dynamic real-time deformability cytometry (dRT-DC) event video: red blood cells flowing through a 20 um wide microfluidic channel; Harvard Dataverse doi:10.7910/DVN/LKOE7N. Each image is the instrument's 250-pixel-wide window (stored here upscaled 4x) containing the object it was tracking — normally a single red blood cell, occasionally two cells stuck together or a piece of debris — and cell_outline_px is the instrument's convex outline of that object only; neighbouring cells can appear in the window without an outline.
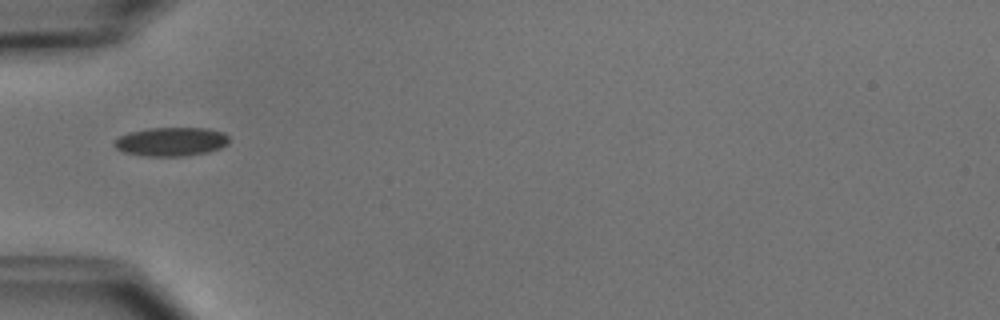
{"species": "common noctule bat (a hibernating species)", "species_latin": "Nyctalus noctula", "temperature_condition": "cold", "stored_images_in_passage": 1, "camera_frame_rate_fps": 3000, "um_per_image_px": 0.085, "animal": {"sex": "male", "body_mass_g": 15.6}, "frame": {"image": 1, "passage_image": 1, "time_ms": 0.0, "image_size_px": [1000, 320], "cell_outline_px": [[228, 144], [220, 148], [208, 152], [188, 156], [144, 156], [124, 152], [116, 148], [112, 144], [120, 136], [128, 132], [148, 128], [208, 128], [224, 132], [228, 136]], "centroid_in_image_um": [14.56, 12.04], "position_along_channel_um": 70.4, "area_um2": 19.42}}